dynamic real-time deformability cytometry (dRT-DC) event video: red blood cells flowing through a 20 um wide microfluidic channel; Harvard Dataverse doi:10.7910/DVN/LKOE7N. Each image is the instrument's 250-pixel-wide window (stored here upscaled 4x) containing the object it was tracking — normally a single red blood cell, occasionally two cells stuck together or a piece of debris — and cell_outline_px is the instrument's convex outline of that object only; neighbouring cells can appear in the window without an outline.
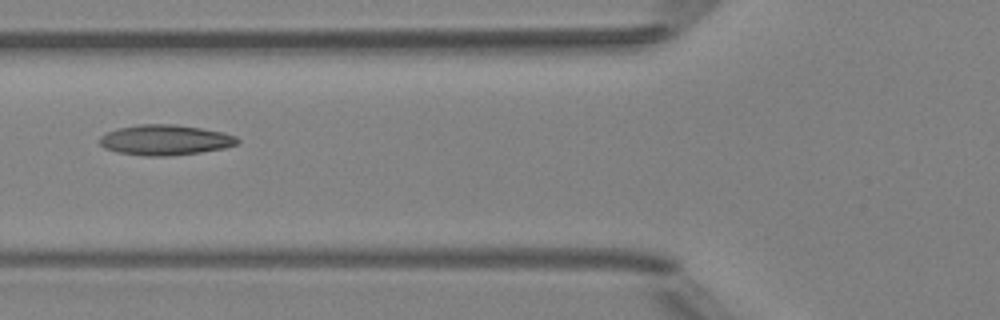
{"species": "Egyptian fruit bat (a non-hibernating species)", "species_latin": "Rousettus aegyptiacus", "temperature_condition": "room temperature", "stored_images_in_passage": 6, "camera_frame_rate_fps": 3000, "um_per_image_px": 0.085, "animal": {"sex": "female"}, "frame": {"image": 1, "passage_image": 5, "time_ms": 5.333, "image_size_px": [1000, 320], "cell_outline_px": [[240, 140], [236, 144], [224, 148], [200, 152], [172, 156], [144, 156], [116, 152], [104, 148], [100, 144], [100, 136], [108, 132], [120, 128], [140, 124], [176, 124], [224, 132], [236, 136]], "centroid_in_image_um": [14.04, 11.9], "position_along_channel_um": 111.8, "area_um2": 24.39}}
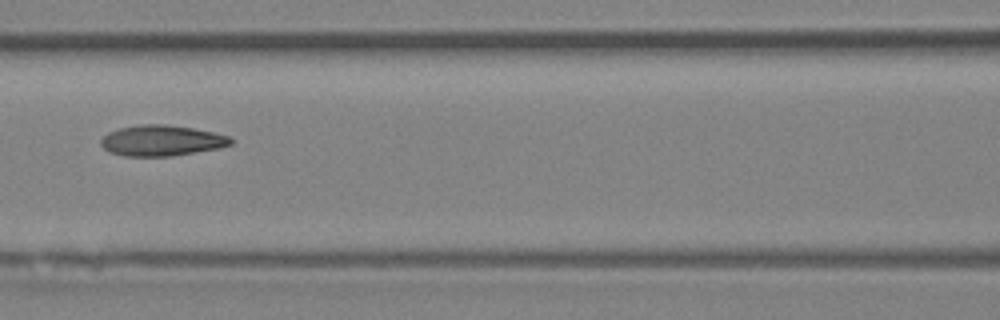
{"frame": {"image": 2, "passage_image": 6, "time_ms": 6.333, "image_size_px": [1000, 320], "cell_outline_px": [[232, 144], [220, 148], [172, 156], [124, 156], [112, 152], [104, 148], [100, 144], [100, 140], [108, 132], [120, 128], [140, 124], [164, 124], [192, 128], [212, 132], [228, 136], [232, 140]], "centroid_in_image_um": [13.73, 11.95], "position_along_channel_um": 152.9, "area_um2": 23.12}}